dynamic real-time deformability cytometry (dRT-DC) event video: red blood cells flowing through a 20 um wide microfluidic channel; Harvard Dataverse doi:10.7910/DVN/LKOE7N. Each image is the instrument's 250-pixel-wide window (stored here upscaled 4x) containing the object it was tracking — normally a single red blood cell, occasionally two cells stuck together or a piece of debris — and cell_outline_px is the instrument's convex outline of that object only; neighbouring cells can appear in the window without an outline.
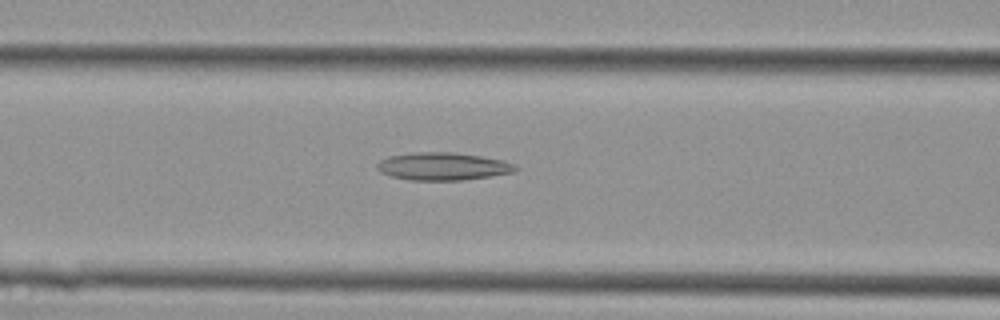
{"species": "Egyptian fruit bat (a non-hibernating species)", "species_latin": "Rousettus aegyptiacus", "temperature_condition": "cold", "stored_images_in_passage": 37, "camera_frame_rate_fps": 3000, "um_per_image_px": 0.085, "animal": {"sex": "female"}, "frame": {"image": 1, "passage_image": 11, "time_ms": 3.333, "image_size_px": [1000, 320], "cell_outline_px": [[520, 168], [516, 172], [460, 180], [408, 180], [392, 176], [380, 172], [376, 168], [376, 164], [380, 160], [388, 156], [412, 152], [452, 152], [480, 156], [504, 160], [516, 164]], "centroid_in_image_um": [37.65, 14.13], "position_along_channel_um": 128.9, "area_um2": 22.48}}
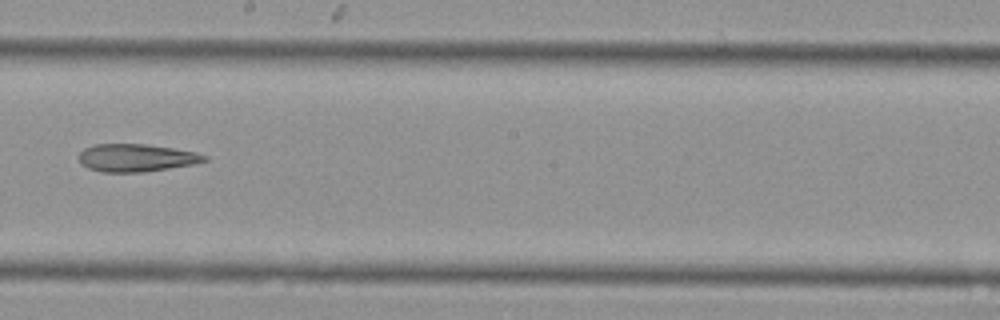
{"frame": {"image": 2, "passage_image": 18, "time_ms": 5.667, "image_size_px": [1000, 320], "cell_outline_px": [[208, 160], [196, 164], [144, 172], [104, 172], [88, 168], [80, 164], [80, 152], [84, 148], [96, 144], [144, 144], [172, 148], [196, 152], [208, 156]], "centroid_in_image_um": [11.61, 13.42], "position_along_channel_um": 236.6, "area_um2": 20.29}}
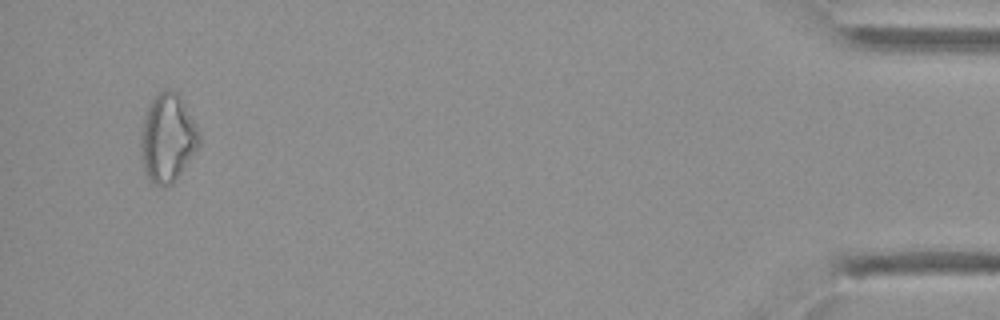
{"frame": {"image": 3, "passage_image": 35, "time_ms": 11.333, "image_size_px": [1000, 320], "cell_outline_px": [[200, 144], [172, 184], [152, 184], [144, 168], [140, 152], [140, 128], [144, 116], [152, 100], [160, 92], [168, 88], [172, 88], [180, 96], [200, 136]], "centroid_in_image_um": [14.21, 11.71], "position_along_channel_um": 421.0, "area_um2": 29.42}}